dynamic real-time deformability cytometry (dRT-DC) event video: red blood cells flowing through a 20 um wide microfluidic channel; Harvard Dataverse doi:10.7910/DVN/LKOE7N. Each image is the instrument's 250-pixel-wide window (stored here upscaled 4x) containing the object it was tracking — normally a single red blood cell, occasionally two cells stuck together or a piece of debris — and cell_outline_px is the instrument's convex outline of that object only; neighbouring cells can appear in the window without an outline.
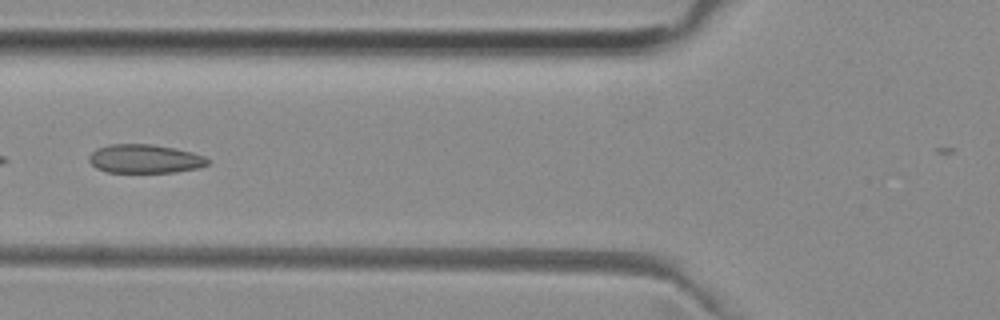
{"species": "common noctule bat (a hibernating species)", "species_latin": "Nyctalus noctula", "temperature_condition": "room temperature", "stored_images_in_passage": 35, "camera_frame_rate_fps": 3000, "um_per_image_px": 0.085, "animal": {"sex": "female", "body_mass_g": 29.2, "forearm_length_mm": 56.3}, "frame": {"image": 1, "passage_image": 6, "time_ms": 1.667, "image_size_px": [1000, 320], "cell_outline_px": [[208, 164], [196, 168], [172, 172], [108, 172], [96, 168], [88, 160], [88, 156], [96, 148], [108, 144], [152, 144], [192, 152], [204, 156], [208, 160]], "centroid_in_image_um": [12.25, 13.49], "position_along_channel_um": 113.5, "area_um2": 19.71}}
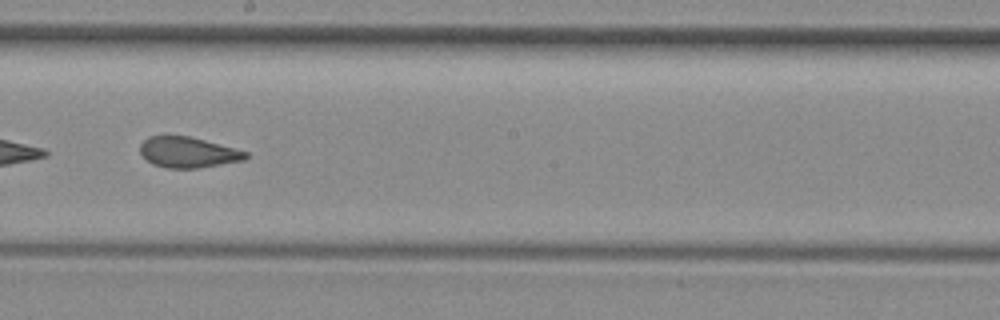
{"frame": {"image": 2, "passage_image": 15, "time_ms": 4.667, "image_size_px": [1000, 320], "cell_outline_px": [[248, 156], [244, 160], [196, 168], [168, 168], [152, 164], [140, 152], [140, 144], [148, 136], [188, 136], [204, 140], [248, 152]], "centroid_in_image_um": [15.96, 12.95], "position_along_channel_um": 232.2, "area_um2": 18.55}, "authors_computed_cell_mechanics": {"area_um2": 19.2474, "velocity_mm_per_s": 3.9597, "shape_relaxation_time_tau1_ms": null, "shape_relaxation_time_tau2_ms": 1.5461, "deformation_change_tau1": null, "deformation_change_tau2": 0.0909}}